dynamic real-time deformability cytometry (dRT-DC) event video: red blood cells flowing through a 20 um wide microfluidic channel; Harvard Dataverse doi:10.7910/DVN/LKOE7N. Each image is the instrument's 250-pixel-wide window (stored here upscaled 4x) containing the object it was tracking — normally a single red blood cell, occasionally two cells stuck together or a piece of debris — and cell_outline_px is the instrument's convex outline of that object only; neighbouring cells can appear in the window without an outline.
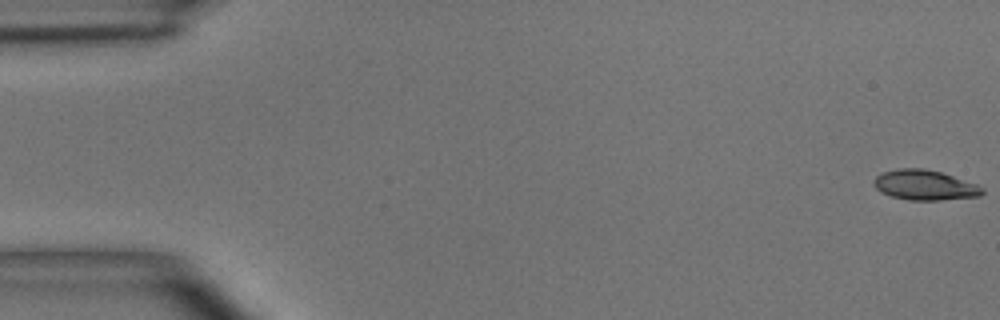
{"species": "common noctule bat (a hibernating species)", "species_latin": "Nyctalus noctula", "temperature_condition": "room temperature", "stored_images_in_passage": 5, "camera_frame_rate_fps": 3000, "um_per_image_px": 0.085, "animal": {"sex": "male", "body_mass_g": 15.6}, "frame": {"image": 1, "passage_image": 1, "time_ms": 0.0, "image_size_px": [1000, 320], "cell_outline_px": [[984, 192], [980, 196], [940, 200], [908, 200], [892, 196], [880, 192], [872, 184], [872, 180], [876, 176], [884, 172], [900, 168], [924, 168], [940, 172], [976, 184], [984, 188]], "centroid_in_image_um": [78.58, 15.73], "position_along_channel_um": 6.4, "area_um2": 18.96}}
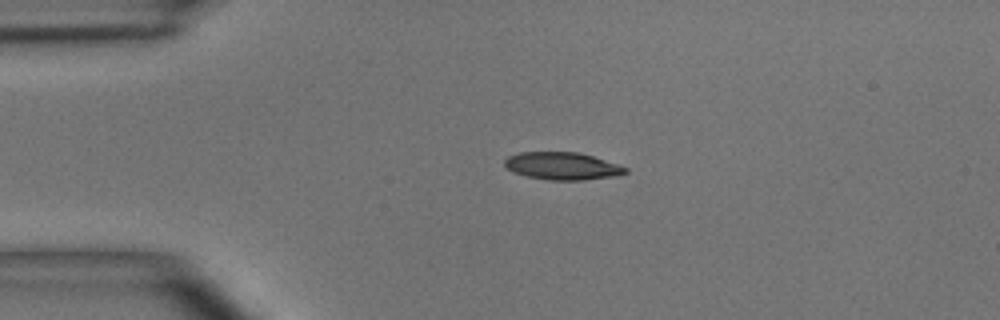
{"frame": {"image": 2, "passage_image": 4, "time_ms": 3.667, "image_size_px": [1000, 320], "cell_outline_px": [[628, 172], [616, 176], [584, 180], [548, 180], [528, 176], [516, 172], [508, 168], [504, 164], [504, 160], [508, 156], [520, 152], [576, 152], [592, 156], [620, 164], [628, 168]], "centroid_in_image_um": [47.84, 14.11], "position_along_channel_um": 37.2, "area_um2": 19.31}}